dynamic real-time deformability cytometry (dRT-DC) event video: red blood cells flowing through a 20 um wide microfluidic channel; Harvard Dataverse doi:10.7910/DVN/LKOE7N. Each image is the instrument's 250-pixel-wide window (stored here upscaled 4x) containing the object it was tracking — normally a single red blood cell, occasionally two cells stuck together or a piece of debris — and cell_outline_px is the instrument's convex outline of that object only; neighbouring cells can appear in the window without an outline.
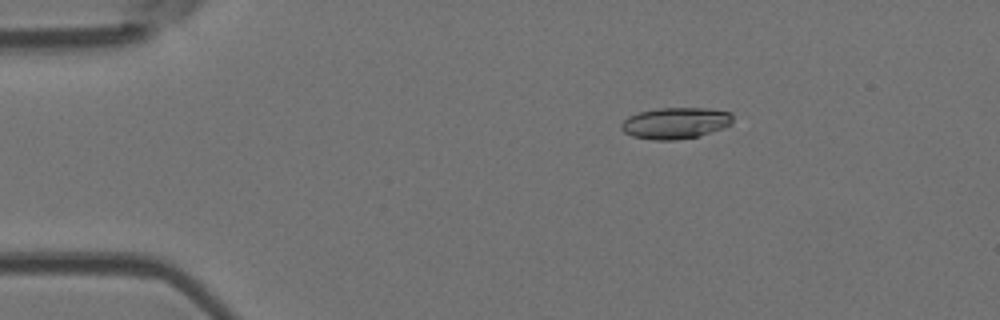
{"species": "Egyptian fruit bat (a non-hibernating species)", "species_latin": "Rousettus aegyptiacus", "temperature_condition": "room temperature", "stored_images_in_passage": 4, "camera_frame_rate_fps": 3000, "um_per_image_px": 0.085, "animal": {"sex": "female"}, "frame": {"image": 1, "passage_image": 2, "time_ms": 2.0, "image_size_px": [1000, 320], "cell_outline_px": [[732, 124], [724, 128], [700, 136], [676, 140], [652, 140], [632, 136], [624, 132], [620, 128], [620, 124], [628, 116], [640, 112], [656, 108], [704, 108], [732, 112]], "centroid_in_image_um": [57.42, 10.47], "position_along_channel_um": 27.6, "area_um2": 20.58}}
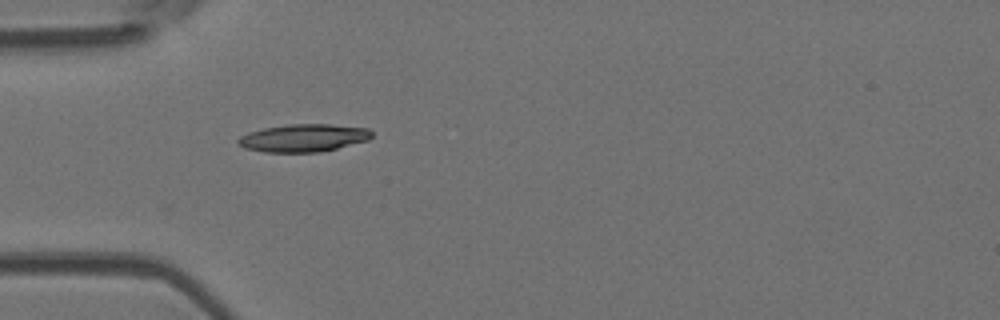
{"frame": {"image": 2, "passage_image": 4, "time_ms": 4.333, "image_size_px": [1000, 320], "cell_outline_px": [[372, 136], [368, 140], [320, 152], [264, 152], [244, 148], [236, 144], [236, 140], [240, 136], [248, 132], [264, 128], [288, 124], [332, 124], [368, 128], [372, 132]], "centroid_in_image_um": [25.76, 11.72], "position_along_channel_um": 59.2, "area_um2": 21.68}}